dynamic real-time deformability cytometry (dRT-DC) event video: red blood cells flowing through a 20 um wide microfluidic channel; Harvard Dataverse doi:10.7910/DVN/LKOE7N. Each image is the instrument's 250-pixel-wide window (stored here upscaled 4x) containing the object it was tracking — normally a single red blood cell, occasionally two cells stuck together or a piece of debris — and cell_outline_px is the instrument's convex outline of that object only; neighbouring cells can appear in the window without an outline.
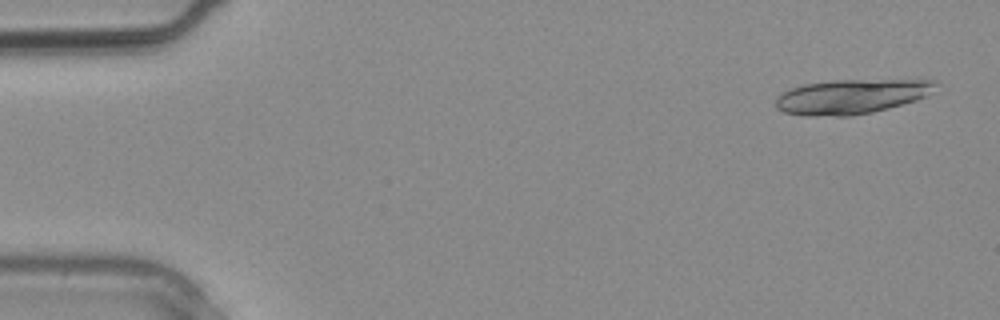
{"species": "common noctule bat (a hibernating species)", "species_latin": "Nyctalus noctula", "temperature_condition": "warm", "stored_images_in_passage": 3, "camera_frame_rate_fps": 3000, "um_per_image_px": 0.085, "animal": {"sex": "male", "body_mass_g": 20.4}, "frame": {"image": 1, "passage_image": 1, "time_ms": 0.0, "image_size_px": [1000, 320], "cell_outline_px": [[940, 84], [928, 96], [916, 100], [888, 108], [872, 112], [848, 116], [804, 116], [784, 112], [776, 108], [776, 100], [784, 92], [792, 88], [804, 84], [832, 80], [936, 80]], "centroid_in_image_um": [72.41, 8.21], "position_along_channel_um": 12.6, "area_um2": 32.25}}